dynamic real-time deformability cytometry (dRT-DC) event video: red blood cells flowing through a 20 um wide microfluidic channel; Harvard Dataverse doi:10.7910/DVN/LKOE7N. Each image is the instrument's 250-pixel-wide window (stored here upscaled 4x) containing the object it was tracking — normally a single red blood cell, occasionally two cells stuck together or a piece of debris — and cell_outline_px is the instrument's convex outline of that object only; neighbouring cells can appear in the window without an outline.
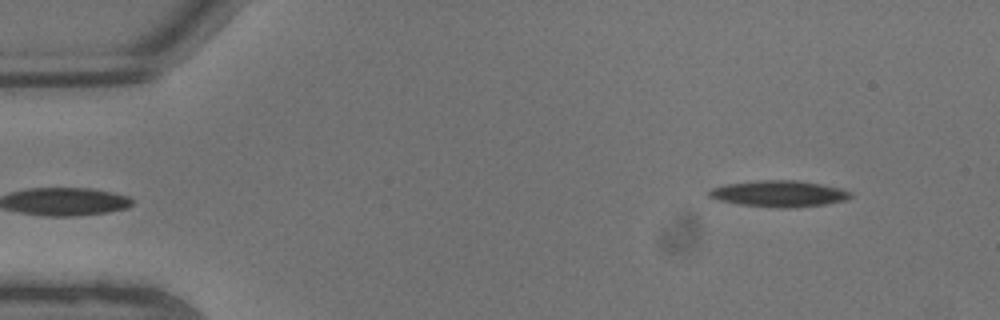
{"species": "common noctule bat (a hibernating species)", "species_latin": "Nyctalus noctula", "temperature_condition": "warm", "stored_images_in_passage": 4, "camera_frame_rate_fps": 3000, "um_per_image_px": 0.085, "animal": {"sex": "male", "body_mass_g": 13.3}, "frame": {"image": 1, "passage_image": 4, "time_ms": 1.0, "image_size_px": [1000, 320], "cell_outline_px": [[852, 196], [844, 200], [824, 204], [796, 208], [776, 208], [736, 204], [720, 200], [708, 196], [708, 192], [712, 188], [724, 184], [760, 180], [796, 180], [820, 184], [840, 188], [852, 192]], "centroid_in_image_um": [66.2, 16.47], "position_along_channel_um": 18.8, "area_um2": 21.73}}